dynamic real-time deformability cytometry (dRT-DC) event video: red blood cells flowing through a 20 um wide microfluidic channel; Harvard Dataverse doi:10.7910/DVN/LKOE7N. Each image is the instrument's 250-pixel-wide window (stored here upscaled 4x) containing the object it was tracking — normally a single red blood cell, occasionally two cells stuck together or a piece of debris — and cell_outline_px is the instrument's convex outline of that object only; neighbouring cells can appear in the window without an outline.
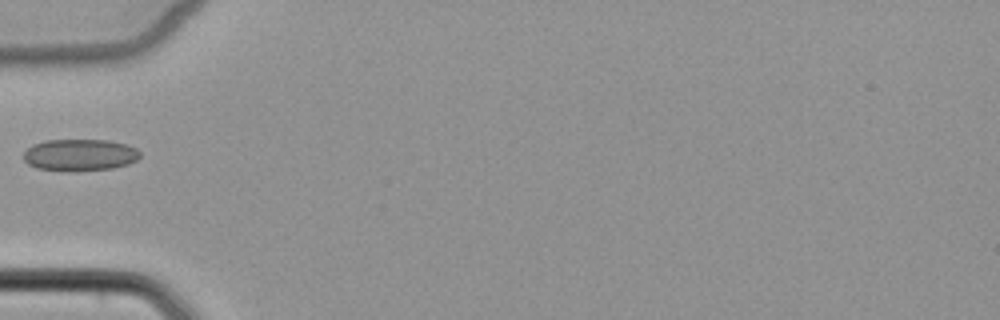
{"species": "common noctule bat (a hibernating species)", "species_latin": "Nyctalus noctula", "temperature_condition": "cold", "stored_images_in_passage": 2, "camera_frame_rate_fps": 3000, "um_per_image_px": 0.085, "animal": {"sex": "female", "body_mass_g": 22.7, "forearm_length_mm": 54.2}, "frame": {"image": 1, "passage_image": 1, "time_ms": 0.0, "image_size_px": [1000, 320], "cell_outline_px": [[140, 156], [136, 160], [128, 164], [112, 168], [72, 172], [68, 172], [36, 168], [28, 164], [24, 160], [24, 152], [32, 144], [44, 140], [108, 140], [124, 144], [136, 148], [140, 152]], "centroid_in_image_um": [6.76, 13.18], "position_along_channel_um": 78.2, "area_um2": 21.79}}
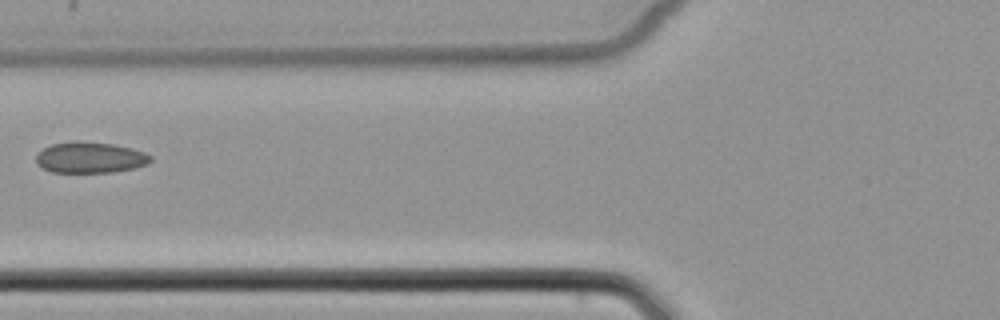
{"frame": {"image": 2, "passage_image": 2, "time_ms": 1.0, "image_size_px": [1000, 320], "cell_outline_px": [[152, 160], [148, 164], [132, 168], [112, 172], [52, 172], [36, 164], [36, 152], [52, 144], [76, 140], [112, 144], [132, 148], [144, 152], [152, 156]], "centroid_in_image_um": [7.64, 13.38], "position_along_channel_um": 118.2, "area_um2": 20.75}}